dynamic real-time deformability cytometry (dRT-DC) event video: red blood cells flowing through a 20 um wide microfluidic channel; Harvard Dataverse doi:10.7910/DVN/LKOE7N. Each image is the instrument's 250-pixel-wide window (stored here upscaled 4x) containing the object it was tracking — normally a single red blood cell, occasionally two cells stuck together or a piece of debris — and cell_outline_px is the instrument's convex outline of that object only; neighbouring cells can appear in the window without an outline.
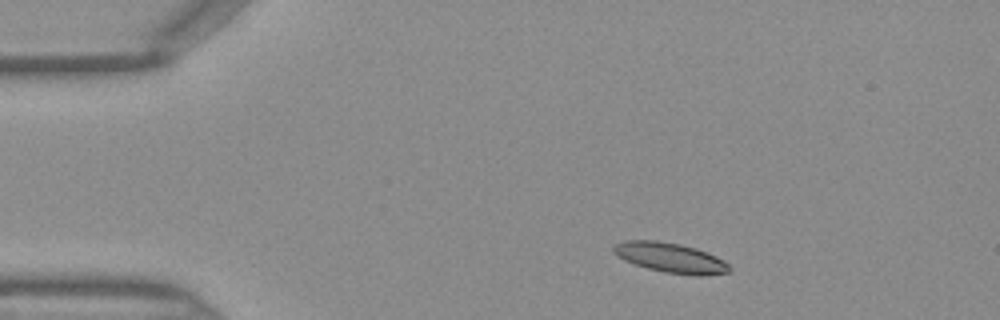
{"species": "Egyptian fruit bat (a non-hibernating species)", "species_latin": "Rousettus aegyptiacus", "temperature_condition": "warm", "stored_images_in_passage": 39, "camera_frame_rate_fps": 3000, "um_per_image_px": 0.085, "frame": {"image": 1, "passage_image": 1, "time_ms": 0.0, "image_size_px": [1000, 320], "cell_outline_px": [[732, 268], [728, 272], [704, 276], [696, 276], [664, 272], [648, 268], [624, 260], [616, 256], [612, 252], [612, 244], [624, 240], [656, 240], [680, 244], [696, 248], [716, 256], [724, 260]], "centroid_in_image_um": [56.96, 21.9], "position_along_channel_um": 28.0, "area_um2": 20.4}}
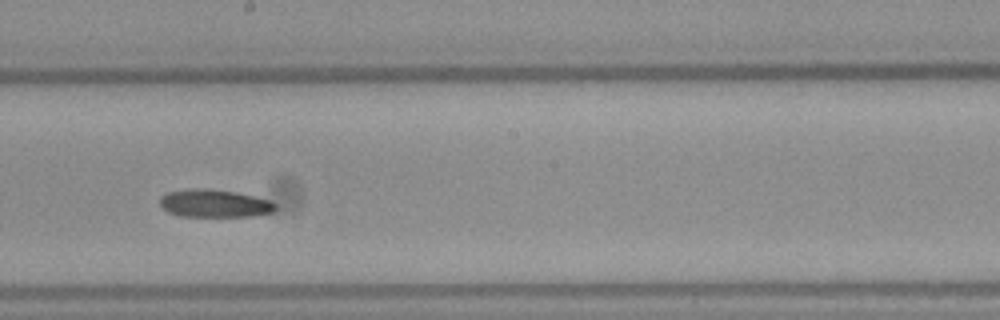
{"frame": {"image": 2, "passage_image": 19, "time_ms": 6.0, "image_size_px": [1000, 320], "cell_outline_px": [[276, 208], [272, 212], [252, 216], [180, 216], [168, 212], [160, 204], [160, 196], [168, 192], [192, 188], [208, 188], [236, 192], [272, 200], [276, 204]], "centroid_in_image_um": [18.24, 17.28], "position_along_channel_um": 230.0, "area_um2": 18.79}}
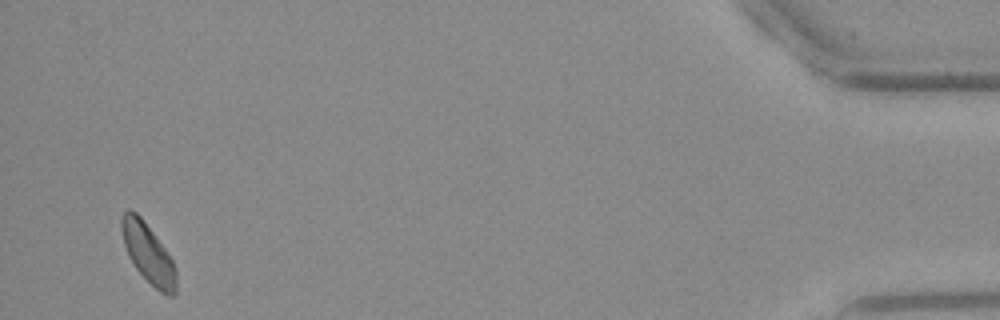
{"frame": {"image": 3, "passage_image": 38, "time_ms": 12.333, "image_size_px": [1000, 320], "cell_outline_px": [[176, 292], [172, 296], [168, 296], [160, 292], [136, 268], [128, 256], [124, 244], [120, 228], [120, 220], [124, 212], [128, 208], [136, 212], [140, 216], [164, 248], [172, 260], [176, 268]], "centroid_in_image_um": [12.57, 21.53], "position_along_channel_um": 422.6, "area_um2": 18.61}}